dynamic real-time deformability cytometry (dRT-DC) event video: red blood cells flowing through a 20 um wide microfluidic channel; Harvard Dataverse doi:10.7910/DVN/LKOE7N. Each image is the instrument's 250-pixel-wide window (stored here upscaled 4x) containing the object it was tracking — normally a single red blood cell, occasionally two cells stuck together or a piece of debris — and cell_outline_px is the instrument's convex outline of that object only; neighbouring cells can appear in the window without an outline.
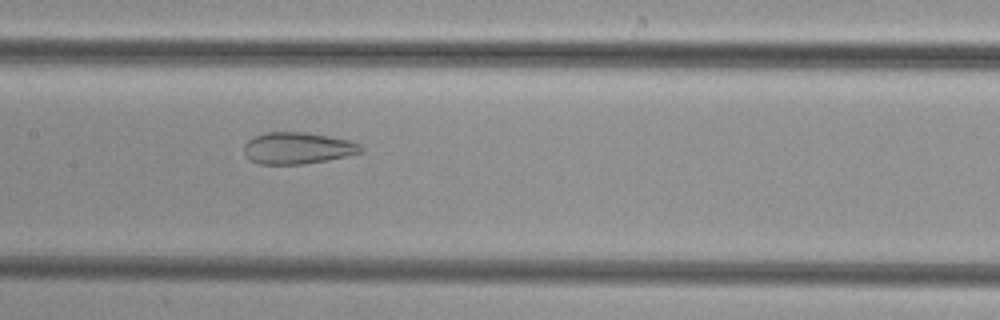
{"species": "common noctule bat (a hibernating species)", "species_latin": "Nyctalus noctula", "temperature_condition": "cold", "stored_images_in_passage": 37, "camera_frame_rate_fps": 3000, "um_per_image_px": 0.085, "animal": {"sex": "female", "body_mass_g": 29.2, "forearm_length_mm": 56.3}, "frame": {"image": 1, "passage_image": 11, "time_ms": 3.333, "image_size_px": [1000, 320], "cell_outline_px": [[364, 148], [360, 152], [328, 160], [304, 164], [260, 164], [248, 160], [244, 152], [244, 144], [248, 140], [264, 132], [308, 132], [352, 140], [360, 144]], "centroid_in_image_um": [25.29, 12.58], "position_along_channel_um": 182.1, "area_um2": 21.73}}
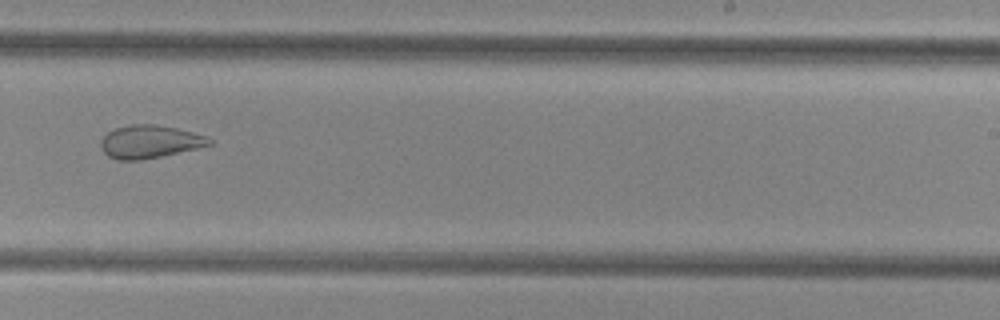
{"frame": {"image": 2, "passage_image": 18, "time_ms": 5.667, "image_size_px": [1000, 320], "cell_outline_px": [[216, 144], [160, 156], [140, 160], [120, 160], [108, 156], [100, 148], [100, 140], [108, 132], [116, 128], [132, 124], [156, 124], [176, 128], [208, 136]], "centroid_in_image_um": [12.74, 12.04], "position_along_channel_um": 276.3, "area_um2": 20.87}}
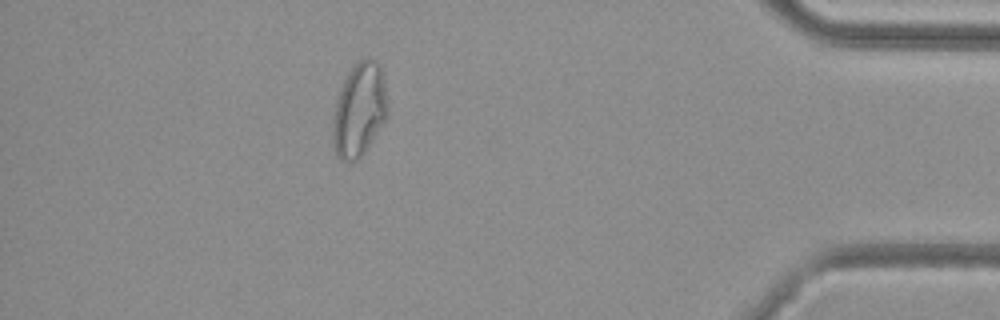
{"frame": {"image": 3, "passage_image": 31, "time_ms": 10.0, "image_size_px": [1000, 320], "cell_outline_px": [[388, 116], [368, 148], [352, 164], [340, 160], [336, 156], [332, 140], [332, 120], [336, 100], [340, 88], [348, 72], [360, 56], [372, 56], [380, 64], [384, 76], [388, 104]], "centroid_in_image_um": [30.55, 9.31], "position_along_channel_um": 404.7, "area_um2": 30.98}}